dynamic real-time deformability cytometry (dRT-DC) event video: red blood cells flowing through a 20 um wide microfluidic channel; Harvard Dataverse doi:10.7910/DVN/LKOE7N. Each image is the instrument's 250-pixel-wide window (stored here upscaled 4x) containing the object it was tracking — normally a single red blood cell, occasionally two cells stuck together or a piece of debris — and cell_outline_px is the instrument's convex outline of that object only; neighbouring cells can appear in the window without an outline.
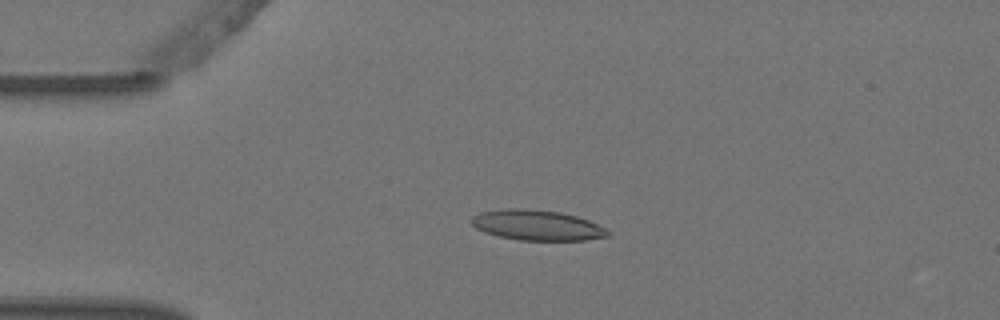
{"species": "Egyptian fruit bat (a non-hibernating species)", "species_latin": "Rousettus aegyptiacus", "temperature_condition": "warm", "stored_images_in_passage": 3, "camera_frame_rate_fps": 3000, "um_per_image_px": 0.085, "animal": {"sex": "female"}, "frame": {"image": 1, "passage_image": 2, "time_ms": 0.333, "image_size_px": [1000, 320], "cell_outline_px": [[612, 232], [608, 236], [584, 240], [520, 240], [500, 236], [484, 232], [476, 228], [468, 220], [472, 216], [480, 212], [508, 208], [524, 208], [560, 212], [576, 216], [588, 220]], "centroid_in_image_um": [45.61, 19.13], "position_along_channel_um": 39.4, "area_um2": 24.04}}